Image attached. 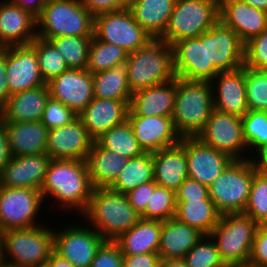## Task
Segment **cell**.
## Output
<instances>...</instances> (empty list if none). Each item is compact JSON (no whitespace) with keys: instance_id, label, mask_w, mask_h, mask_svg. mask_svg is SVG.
I'll return each instance as SVG.
<instances>
[{"instance_id":"6da1fadb","label":"cell","mask_w":267,"mask_h":267,"mask_svg":"<svg viewBox=\"0 0 267 267\" xmlns=\"http://www.w3.org/2000/svg\"><path fill=\"white\" fill-rule=\"evenodd\" d=\"M93 185L85 160H51L40 189L43 200L52 197L61 208L80 214L92 196ZM65 205V206H64Z\"/></svg>"},{"instance_id":"7a4b0ae2","label":"cell","mask_w":267,"mask_h":267,"mask_svg":"<svg viewBox=\"0 0 267 267\" xmlns=\"http://www.w3.org/2000/svg\"><path fill=\"white\" fill-rule=\"evenodd\" d=\"M80 215L105 240H115L141 219L126 194L109 188H94L86 209Z\"/></svg>"},{"instance_id":"3957f363","label":"cell","mask_w":267,"mask_h":267,"mask_svg":"<svg viewBox=\"0 0 267 267\" xmlns=\"http://www.w3.org/2000/svg\"><path fill=\"white\" fill-rule=\"evenodd\" d=\"M214 109L209 81H189L176 77L173 125L181 137H197Z\"/></svg>"},{"instance_id":"277c9868","label":"cell","mask_w":267,"mask_h":267,"mask_svg":"<svg viewBox=\"0 0 267 267\" xmlns=\"http://www.w3.org/2000/svg\"><path fill=\"white\" fill-rule=\"evenodd\" d=\"M40 225L0 233V260L17 267L45 265L54 252L52 228ZM9 256V258H8Z\"/></svg>"},{"instance_id":"5b68a950","label":"cell","mask_w":267,"mask_h":267,"mask_svg":"<svg viewBox=\"0 0 267 267\" xmlns=\"http://www.w3.org/2000/svg\"><path fill=\"white\" fill-rule=\"evenodd\" d=\"M128 84L132 93L174 79L173 48L165 41L152 39L146 46L128 53Z\"/></svg>"},{"instance_id":"8992f818","label":"cell","mask_w":267,"mask_h":267,"mask_svg":"<svg viewBox=\"0 0 267 267\" xmlns=\"http://www.w3.org/2000/svg\"><path fill=\"white\" fill-rule=\"evenodd\" d=\"M94 16L80 0H48L37 17V37L93 36Z\"/></svg>"},{"instance_id":"52a82bcc","label":"cell","mask_w":267,"mask_h":267,"mask_svg":"<svg viewBox=\"0 0 267 267\" xmlns=\"http://www.w3.org/2000/svg\"><path fill=\"white\" fill-rule=\"evenodd\" d=\"M259 226L245 213L221 215L209 235L215 241L219 256L226 267L249 262L252 242Z\"/></svg>"},{"instance_id":"ba28073f","label":"cell","mask_w":267,"mask_h":267,"mask_svg":"<svg viewBox=\"0 0 267 267\" xmlns=\"http://www.w3.org/2000/svg\"><path fill=\"white\" fill-rule=\"evenodd\" d=\"M255 172L250 159L233 160L208 187L209 197L221 215L244 212Z\"/></svg>"},{"instance_id":"9c48e42d","label":"cell","mask_w":267,"mask_h":267,"mask_svg":"<svg viewBox=\"0 0 267 267\" xmlns=\"http://www.w3.org/2000/svg\"><path fill=\"white\" fill-rule=\"evenodd\" d=\"M219 21V0H176L164 34L169 45L186 38H198Z\"/></svg>"},{"instance_id":"30bf717a","label":"cell","mask_w":267,"mask_h":267,"mask_svg":"<svg viewBox=\"0 0 267 267\" xmlns=\"http://www.w3.org/2000/svg\"><path fill=\"white\" fill-rule=\"evenodd\" d=\"M94 36L102 42L117 45L128 53L143 48L153 39L135 21L127 7L94 16Z\"/></svg>"},{"instance_id":"8fae6325","label":"cell","mask_w":267,"mask_h":267,"mask_svg":"<svg viewBox=\"0 0 267 267\" xmlns=\"http://www.w3.org/2000/svg\"><path fill=\"white\" fill-rule=\"evenodd\" d=\"M43 202L40 190L0 186V233L40 225L36 216Z\"/></svg>"},{"instance_id":"7c38bea8","label":"cell","mask_w":267,"mask_h":267,"mask_svg":"<svg viewBox=\"0 0 267 267\" xmlns=\"http://www.w3.org/2000/svg\"><path fill=\"white\" fill-rule=\"evenodd\" d=\"M197 138L204 144L227 153L234 160L250 158L243 153L247 145L243 137L241 117L213 109Z\"/></svg>"},{"instance_id":"4fadbf2b","label":"cell","mask_w":267,"mask_h":267,"mask_svg":"<svg viewBox=\"0 0 267 267\" xmlns=\"http://www.w3.org/2000/svg\"><path fill=\"white\" fill-rule=\"evenodd\" d=\"M54 232V252L74 267H90L105 239L91 226H68Z\"/></svg>"},{"instance_id":"5bb4252c","label":"cell","mask_w":267,"mask_h":267,"mask_svg":"<svg viewBox=\"0 0 267 267\" xmlns=\"http://www.w3.org/2000/svg\"><path fill=\"white\" fill-rule=\"evenodd\" d=\"M245 43L220 20L206 31L207 66L219 72L233 71L244 65Z\"/></svg>"},{"instance_id":"9a60e30c","label":"cell","mask_w":267,"mask_h":267,"mask_svg":"<svg viewBox=\"0 0 267 267\" xmlns=\"http://www.w3.org/2000/svg\"><path fill=\"white\" fill-rule=\"evenodd\" d=\"M173 67L175 76L189 81H211L219 71L207 66L206 32L198 38H186L175 42Z\"/></svg>"},{"instance_id":"2e32d148","label":"cell","mask_w":267,"mask_h":267,"mask_svg":"<svg viewBox=\"0 0 267 267\" xmlns=\"http://www.w3.org/2000/svg\"><path fill=\"white\" fill-rule=\"evenodd\" d=\"M184 150L188 162V177L209 187L234 160L197 137H184Z\"/></svg>"},{"instance_id":"e0dca14e","label":"cell","mask_w":267,"mask_h":267,"mask_svg":"<svg viewBox=\"0 0 267 267\" xmlns=\"http://www.w3.org/2000/svg\"><path fill=\"white\" fill-rule=\"evenodd\" d=\"M6 75L11 95L46 85L30 44L6 47Z\"/></svg>"},{"instance_id":"ac0fdd59","label":"cell","mask_w":267,"mask_h":267,"mask_svg":"<svg viewBox=\"0 0 267 267\" xmlns=\"http://www.w3.org/2000/svg\"><path fill=\"white\" fill-rule=\"evenodd\" d=\"M93 141L77 117L67 125L49 130L46 154L53 160L86 161Z\"/></svg>"},{"instance_id":"d6986e66","label":"cell","mask_w":267,"mask_h":267,"mask_svg":"<svg viewBox=\"0 0 267 267\" xmlns=\"http://www.w3.org/2000/svg\"><path fill=\"white\" fill-rule=\"evenodd\" d=\"M50 96L79 114L94 98L93 78L87 69H68L48 83Z\"/></svg>"},{"instance_id":"ffe728a7","label":"cell","mask_w":267,"mask_h":267,"mask_svg":"<svg viewBox=\"0 0 267 267\" xmlns=\"http://www.w3.org/2000/svg\"><path fill=\"white\" fill-rule=\"evenodd\" d=\"M219 20L244 43L267 29V11L242 0H219Z\"/></svg>"},{"instance_id":"44dd1931","label":"cell","mask_w":267,"mask_h":267,"mask_svg":"<svg viewBox=\"0 0 267 267\" xmlns=\"http://www.w3.org/2000/svg\"><path fill=\"white\" fill-rule=\"evenodd\" d=\"M51 160L46 153L12 156L10 162L0 171V186L40 190Z\"/></svg>"},{"instance_id":"7402d4cb","label":"cell","mask_w":267,"mask_h":267,"mask_svg":"<svg viewBox=\"0 0 267 267\" xmlns=\"http://www.w3.org/2000/svg\"><path fill=\"white\" fill-rule=\"evenodd\" d=\"M0 2V47L30 44L37 37V17L10 0Z\"/></svg>"},{"instance_id":"603a6c76","label":"cell","mask_w":267,"mask_h":267,"mask_svg":"<svg viewBox=\"0 0 267 267\" xmlns=\"http://www.w3.org/2000/svg\"><path fill=\"white\" fill-rule=\"evenodd\" d=\"M127 120L145 152H156L180 142L172 117L128 114Z\"/></svg>"},{"instance_id":"cb8c5ba5","label":"cell","mask_w":267,"mask_h":267,"mask_svg":"<svg viewBox=\"0 0 267 267\" xmlns=\"http://www.w3.org/2000/svg\"><path fill=\"white\" fill-rule=\"evenodd\" d=\"M210 83L214 109L238 117H242L248 111L245 66L233 71L219 72Z\"/></svg>"},{"instance_id":"d4e9b609","label":"cell","mask_w":267,"mask_h":267,"mask_svg":"<svg viewBox=\"0 0 267 267\" xmlns=\"http://www.w3.org/2000/svg\"><path fill=\"white\" fill-rule=\"evenodd\" d=\"M129 103L130 101L93 98L78 117L89 136L95 141L112 127L127 120Z\"/></svg>"},{"instance_id":"484cf974","label":"cell","mask_w":267,"mask_h":267,"mask_svg":"<svg viewBox=\"0 0 267 267\" xmlns=\"http://www.w3.org/2000/svg\"><path fill=\"white\" fill-rule=\"evenodd\" d=\"M176 99V77L168 82L134 92L128 114L172 117Z\"/></svg>"},{"instance_id":"4316f807","label":"cell","mask_w":267,"mask_h":267,"mask_svg":"<svg viewBox=\"0 0 267 267\" xmlns=\"http://www.w3.org/2000/svg\"><path fill=\"white\" fill-rule=\"evenodd\" d=\"M50 97L48 84L10 95L0 108L2 122L40 121Z\"/></svg>"},{"instance_id":"83f0119b","label":"cell","mask_w":267,"mask_h":267,"mask_svg":"<svg viewBox=\"0 0 267 267\" xmlns=\"http://www.w3.org/2000/svg\"><path fill=\"white\" fill-rule=\"evenodd\" d=\"M154 181L157 185L176 191L188 177V162L184 138L174 146L153 152Z\"/></svg>"},{"instance_id":"f1b7e54d","label":"cell","mask_w":267,"mask_h":267,"mask_svg":"<svg viewBox=\"0 0 267 267\" xmlns=\"http://www.w3.org/2000/svg\"><path fill=\"white\" fill-rule=\"evenodd\" d=\"M2 123L12 156L46 153L49 130L41 121Z\"/></svg>"},{"instance_id":"f546056e","label":"cell","mask_w":267,"mask_h":267,"mask_svg":"<svg viewBox=\"0 0 267 267\" xmlns=\"http://www.w3.org/2000/svg\"><path fill=\"white\" fill-rule=\"evenodd\" d=\"M203 234L175 217L162 222L158 254L162 260L183 259Z\"/></svg>"},{"instance_id":"4dcf8cb0","label":"cell","mask_w":267,"mask_h":267,"mask_svg":"<svg viewBox=\"0 0 267 267\" xmlns=\"http://www.w3.org/2000/svg\"><path fill=\"white\" fill-rule=\"evenodd\" d=\"M175 3L176 0H132L127 8L153 39H159L168 26Z\"/></svg>"},{"instance_id":"1f68e13d","label":"cell","mask_w":267,"mask_h":267,"mask_svg":"<svg viewBox=\"0 0 267 267\" xmlns=\"http://www.w3.org/2000/svg\"><path fill=\"white\" fill-rule=\"evenodd\" d=\"M128 158L102 147L96 140L86 159L94 188H109L126 165Z\"/></svg>"},{"instance_id":"d6a6232c","label":"cell","mask_w":267,"mask_h":267,"mask_svg":"<svg viewBox=\"0 0 267 267\" xmlns=\"http://www.w3.org/2000/svg\"><path fill=\"white\" fill-rule=\"evenodd\" d=\"M162 221L140 219L131 229L121 233L114 241L123 255L158 253Z\"/></svg>"},{"instance_id":"836d02e7","label":"cell","mask_w":267,"mask_h":267,"mask_svg":"<svg viewBox=\"0 0 267 267\" xmlns=\"http://www.w3.org/2000/svg\"><path fill=\"white\" fill-rule=\"evenodd\" d=\"M221 214L211 199L176 201L175 218L209 235L218 224Z\"/></svg>"},{"instance_id":"e575fe53","label":"cell","mask_w":267,"mask_h":267,"mask_svg":"<svg viewBox=\"0 0 267 267\" xmlns=\"http://www.w3.org/2000/svg\"><path fill=\"white\" fill-rule=\"evenodd\" d=\"M94 98L130 101L126 63L92 74Z\"/></svg>"},{"instance_id":"d590c367","label":"cell","mask_w":267,"mask_h":267,"mask_svg":"<svg viewBox=\"0 0 267 267\" xmlns=\"http://www.w3.org/2000/svg\"><path fill=\"white\" fill-rule=\"evenodd\" d=\"M153 169V152L130 158L109 189L126 194L141 184L154 181Z\"/></svg>"},{"instance_id":"8d00e7d4","label":"cell","mask_w":267,"mask_h":267,"mask_svg":"<svg viewBox=\"0 0 267 267\" xmlns=\"http://www.w3.org/2000/svg\"><path fill=\"white\" fill-rule=\"evenodd\" d=\"M96 141L104 148L125 156L136 158L145 153L134 136L128 120L103 133Z\"/></svg>"},{"instance_id":"74e56055","label":"cell","mask_w":267,"mask_h":267,"mask_svg":"<svg viewBox=\"0 0 267 267\" xmlns=\"http://www.w3.org/2000/svg\"><path fill=\"white\" fill-rule=\"evenodd\" d=\"M128 57L126 52L121 47L102 42L94 35L89 47L87 70L91 73L114 68L118 64L125 63Z\"/></svg>"},{"instance_id":"f35d334b","label":"cell","mask_w":267,"mask_h":267,"mask_svg":"<svg viewBox=\"0 0 267 267\" xmlns=\"http://www.w3.org/2000/svg\"><path fill=\"white\" fill-rule=\"evenodd\" d=\"M93 36H60L49 39L64 57L69 69H86Z\"/></svg>"},{"instance_id":"ab89813d","label":"cell","mask_w":267,"mask_h":267,"mask_svg":"<svg viewBox=\"0 0 267 267\" xmlns=\"http://www.w3.org/2000/svg\"><path fill=\"white\" fill-rule=\"evenodd\" d=\"M30 45L36 50L39 70L46 84L69 69L64 57L49 40L36 37Z\"/></svg>"},{"instance_id":"60d3db41","label":"cell","mask_w":267,"mask_h":267,"mask_svg":"<svg viewBox=\"0 0 267 267\" xmlns=\"http://www.w3.org/2000/svg\"><path fill=\"white\" fill-rule=\"evenodd\" d=\"M176 213L175 191L156 185L151 194L150 203L140 215L142 219L166 221L174 218Z\"/></svg>"},{"instance_id":"b9f144b4","label":"cell","mask_w":267,"mask_h":267,"mask_svg":"<svg viewBox=\"0 0 267 267\" xmlns=\"http://www.w3.org/2000/svg\"><path fill=\"white\" fill-rule=\"evenodd\" d=\"M248 110L267 111V71L245 67Z\"/></svg>"},{"instance_id":"7bdbcfd3","label":"cell","mask_w":267,"mask_h":267,"mask_svg":"<svg viewBox=\"0 0 267 267\" xmlns=\"http://www.w3.org/2000/svg\"><path fill=\"white\" fill-rule=\"evenodd\" d=\"M245 214L260 226L267 225V174L255 172Z\"/></svg>"},{"instance_id":"ee69618b","label":"cell","mask_w":267,"mask_h":267,"mask_svg":"<svg viewBox=\"0 0 267 267\" xmlns=\"http://www.w3.org/2000/svg\"><path fill=\"white\" fill-rule=\"evenodd\" d=\"M187 267H226L210 235H203L183 258Z\"/></svg>"},{"instance_id":"f6af8a7d","label":"cell","mask_w":267,"mask_h":267,"mask_svg":"<svg viewBox=\"0 0 267 267\" xmlns=\"http://www.w3.org/2000/svg\"><path fill=\"white\" fill-rule=\"evenodd\" d=\"M241 118L247 150L255 148L256 151L267 143V111L248 110Z\"/></svg>"},{"instance_id":"bcb514c9","label":"cell","mask_w":267,"mask_h":267,"mask_svg":"<svg viewBox=\"0 0 267 267\" xmlns=\"http://www.w3.org/2000/svg\"><path fill=\"white\" fill-rule=\"evenodd\" d=\"M77 117L78 114L72 109L50 96L40 121L50 130L67 125Z\"/></svg>"},{"instance_id":"7dc6e473","label":"cell","mask_w":267,"mask_h":267,"mask_svg":"<svg viewBox=\"0 0 267 267\" xmlns=\"http://www.w3.org/2000/svg\"><path fill=\"white\" fill-rule=\"evenodd\" d=\"M243 66L267 71V29L245 43Z\"/></svg>"},{"instance_id":"c3c4849f","label":"cell","mask_w":267,"mask_h":267,"mask_svg":"<svg viewBox=\"0 0 267 267\" xmlns=\"http://www.w3.org/2000/svg\"><path fill=\"white\" fill-rule=\"evenodd\" d=\"M90 267H123V254L114 240H105Z\"/></svg>"},{"instance_id":"681fc988","label":"cell","mask_w":267,"mask_h":267,"mask_svg":"<svg viewBox=\"0 0 267 267\" xmlns=\"http://www.w3.org/2000/svg\"><path fill=\"white\" fill-rule=\"evenodd\" d=\"M176 201L211 199L208 187L187 177L175 191Z\"/></svg>"},{"instance_id":"f907efd6","label":"cell","mask_w":267,"mask_h":267,"mask_svg":"<svg viewBox=\"0 0 267 267\" xmlns=\"http://www.w3.org/2000/svg\"><path fill=\"white\" fill-rule=\"evenodd\" d=\"M249 263L267 267V226H259L255 232Z\"/></svg>"},{"instance_id":"816d5d0a","label":"cell","mask_w":267,"mask_h":267,"mask_svg":"<svg viewBox=\"0 0 267 267\" xmlns=\"http://www.w3.org/2000/svg\"><path fill=\"white\" fill-rule=\"evenodd\" d=\"M156 185L155 181L147 182L126 193L131 206L140 215L145 211L147 204L150 203L151 194Z\"/></svg>"},{"instance_id":"f5cc1de1","label":"cell","mask_w":267,"mask_h":267,"mask_svg":"<svg viewBox=\"0 0 267 267\" xmlns=\"http://www.w3.org/2000/svg\"><path fill=\"white\" fill-rule=\"evenodd\" d=\"M88 11L96 16L105 12L120 11L127 7L128 0H80Z\"/></svg>"},{"instance_id":"db71d44e","label":"cell","mask_w":267,"mask_h":267,"mask_svg":"<svg viewBox=\"0 0 267 267\" xmlns=\"http://www.w3.org/2000/svg\"><path fill=\"white\" fill-rule=\"evenodd\" d=\"M161 261L158 253L123 255V267H161Z\"/></svg>"},{"instance_id":"11a10c76","label":"cell","mask_w":267,"mask_h":267,"mask_svg":"<svg viewBox=\"0 0 267 267\" xmlns=\"http://www.w3.org/2000/svg\"><path fill=\"white\" fill-rule=\"evenodd\" d=\"M6 75V47H0V108L10 97Z\"/></svg>"},{"instance_id":"9f6ffc18","label":"cell","mask_w":267,"mask_h":267,"mask_svg":"<svg viewBox=\"0 0 267 267\" xmlns=\"http://www.w3.org/2000/svg\"><path fill=\"white\" fill-rule=\"evenodd\" d=\"M12 153L8 143L5 127L0 120V171L10 162Z\"/></svg>"},{"instance_id":"6f0895ef","label":"cell","mask_w":267,"mask_h":267,"mask_svg":"<svg viewBox=\"0 0 267 267\" xmlns=\"http://www.w3.org/2000/svg\"><path fill=\"white\" fill-rule=\"evenodd\" d=\"M22 9L31 12L34 16L38 17L43 7L46 5L48 0H10Z\"/></svg>"},{"instance_id":"680465c9","label":"cell","mask_w":267,"mask_h":267,"mask_svg":"<svg viewBox=\"0 0 267 267\" xmlns=\"http://www.w3.org/2000/svg\"><path fill=\"white\" fill-rule=\"evenodd\" d=\"M256 156L249 158L259 173L267 174V143L261 145L256 151ZM258 158V160H257Z\"/></svg>"},{"instance_id":"91938a15","label":"cell","mask_w":267,"mask_h":267,"mask_svg":"<svg viewBox=\"0 0 267 267\" xmlns=\"http://www.w3.org/2000/svg\"><path fill=\"white\" fill-rule=\"evenodd\" d=\"M47 267H74L68 260L53 252L45 264Z\"/></svg>"},{"instance_id":"94428289","label":"cell","mask_w":267,"mask_h":267,"mask_svg":"<svg viewBox=\"0 0 267 267\" xmlns=\"http://www.w3.org/2000/svg\"><path fill=\"white\" fill-rule=\"evenodd\" d=\"M161 267H187L183 259H165L161 261Z\"/></svg>"},{"instance_id":"6125c7cd","label":"cell","mask_w":267,"mask_h":267,"mask_svg":"<svg viewBox=\"0 0 267 267\" xmlns=\"http://www.w3.org/2000/svg\"><path fill=\"white\" fill-rule=\"evenodd\" d=\"M250 6L267 11V0H242Z\"/></svg>"},{"instance_id":"be15d7a7","label":"cell","mask_w":267,"mask_h":267,"mask_svg":"<svg viewBox=\"0 0 267 267\" xmlns=\"http://www.w3.org/2000/svg\"><path fill=\"white\" fill-rule=\"evenodd\" d=\"M227 267H259L257 265L251 264V263H241L238 265H231V266H227Z\"/></svg>"},{"instance_id":"e7e4bbea","label":"cell","mask_w":267,"mask_h":267,"mask_svg":"<svg viewBox=\"0 0 267 267\" xmlns=\"http://www.w3.org/2000/svg\"><path fill=\"white\" fill-rule=\"evenodd\" d=\"M0 267H17V266H13V265L4 263L3 261L0 260Z\"/></svg>"}]
</instances>
